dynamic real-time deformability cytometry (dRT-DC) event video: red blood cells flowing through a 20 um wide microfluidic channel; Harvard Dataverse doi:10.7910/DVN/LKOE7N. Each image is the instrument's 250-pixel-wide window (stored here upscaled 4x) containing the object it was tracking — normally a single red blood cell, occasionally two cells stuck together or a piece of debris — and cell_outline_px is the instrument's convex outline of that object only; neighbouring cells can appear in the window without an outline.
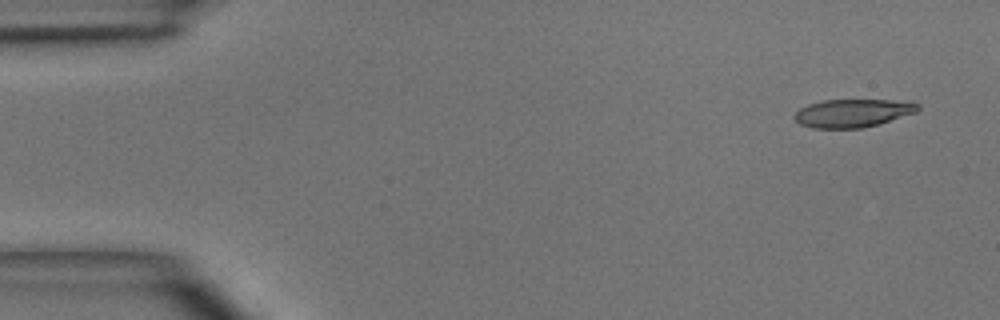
{"species": "common noctule bat (a hibernating species)", "species_latin": "Nyctalus noctula", "temperature_condition": "room temperature", "stored_images_in_passage": 4, "camera_frame_rate_fps": 3000, "um_per_image_px": 0.085, "animal": {"sex": "male", "body_mass_g": 15.6}, "frame": {"image": 1, "passage_image": 1, "time_ms": 0.0, "image_size_px": [1000, 320], "cell_outline_px": [[920, 108], [916, 112], [880, 124], [860, 128], [812, 128], [800, 124], [792, 116], [800, 108], [808, 104], [824, 100], [888, 100], [920, 104]], "centroid_in_image_um": [72.45, 9.62], "position_along_channel_um": 12.6, "area_um2": 20.11}}
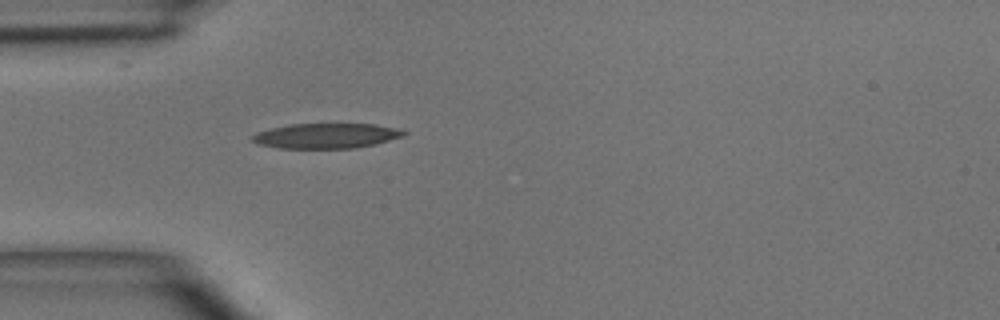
{"frame": {"image": 2, "passage_image": 4, "time_ms": 3.667, "image_size_px": [1000, 320], "cell_outline_px": [[408, 132], [404, 136], [376, 144], [356, 148], [276, 148], [256, 144], [252, 140], [252, 136], [256, 132], [288, 124], [376, 124], [404, 128]], "centroid_in_image_um": [27.79, 11.54], "position_along_channel_um": 57.2, "area_um2": 22.48}}